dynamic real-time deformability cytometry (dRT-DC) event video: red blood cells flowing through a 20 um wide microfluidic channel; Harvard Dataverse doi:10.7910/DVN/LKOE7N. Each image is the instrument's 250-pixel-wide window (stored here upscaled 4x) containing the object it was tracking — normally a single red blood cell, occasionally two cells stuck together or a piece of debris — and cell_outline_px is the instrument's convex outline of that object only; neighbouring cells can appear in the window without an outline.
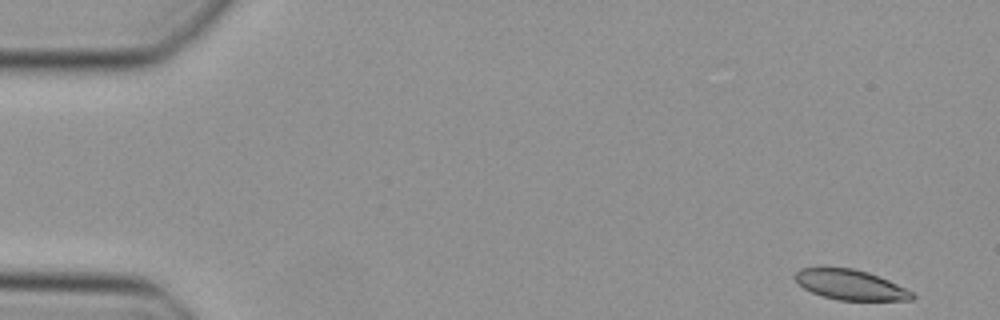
{"species": "Egyptian fruit bat (a non-hibernating species)", "species_latin": "Rousettus aegyptiacus", "temperature_condition": "cold", "stored_images_in_passage": 46, "camera_frame_rate_fps": 3000, "um_per_image_px": 0.085, "animal": {"sex": "female"}, "frame": {"image": 1, "passage_image": 1, "time_ms": 0.0, "image_size_px": [1000, 320], "cell_outline_px": [[916, 296], [912, 300], [840, 300], [824, 296], [812, 292], [804, 288], [792, 276], [800, 268], [852, 268], [868, 272], [888, 280], [912, 292]], "centroid_in_image_um": [72.28, 24.2], "position_along_channel_um": 12.7, "area_um2": 20.23}}
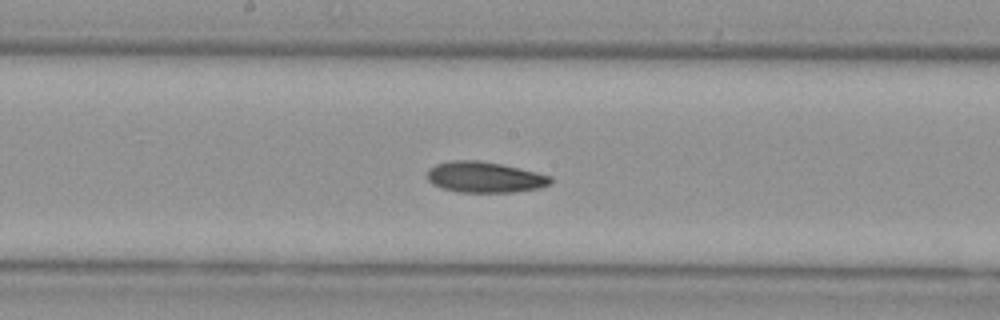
{"frame": {"image": 2, "passage_image": 24, "time_ms": 7.667, "image_size_px": [1000, 320], "cell_outline_px": [[552, 184], [540, 188], [516, 192], [456, 192], [432, 184], [428, 180], [428, 168], [436, 164], [452, 160], [480, 160], [520, 168], [552, 176]], "centroid_in_image_um": [41.22, 15.06], "position_along_channel_um": 207.0, "area_um2": 22.31}}
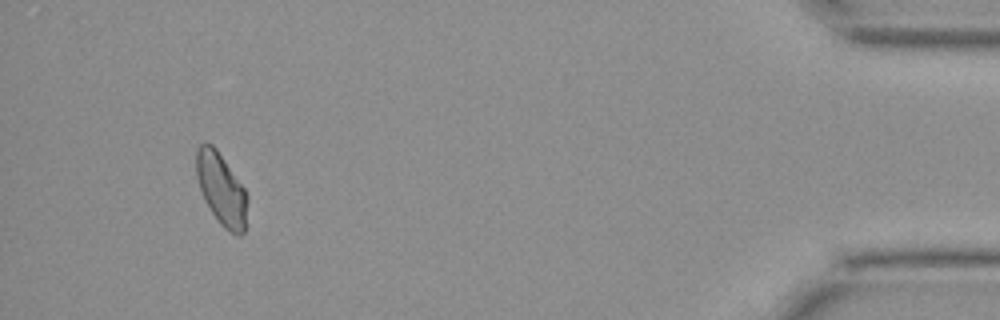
{"frame": {"image": 3, "passage_image": 44, "time_ms": 14.333, "image_size_px": [1000, 320], "cell_outline_px": [[248, 200], [244, 232], [240, 236], [236, 236], [224, 228], [220, 224], [212, 212], [200, 188], [196, 176], [196, 148], [204, 140], [212, 144], [216, 148], [244, 188], [248, 196]], "centroid_in_image_um": [18.82, 16.06], "position_along_channel_um": 416.4, "area_um2": 21.39}}